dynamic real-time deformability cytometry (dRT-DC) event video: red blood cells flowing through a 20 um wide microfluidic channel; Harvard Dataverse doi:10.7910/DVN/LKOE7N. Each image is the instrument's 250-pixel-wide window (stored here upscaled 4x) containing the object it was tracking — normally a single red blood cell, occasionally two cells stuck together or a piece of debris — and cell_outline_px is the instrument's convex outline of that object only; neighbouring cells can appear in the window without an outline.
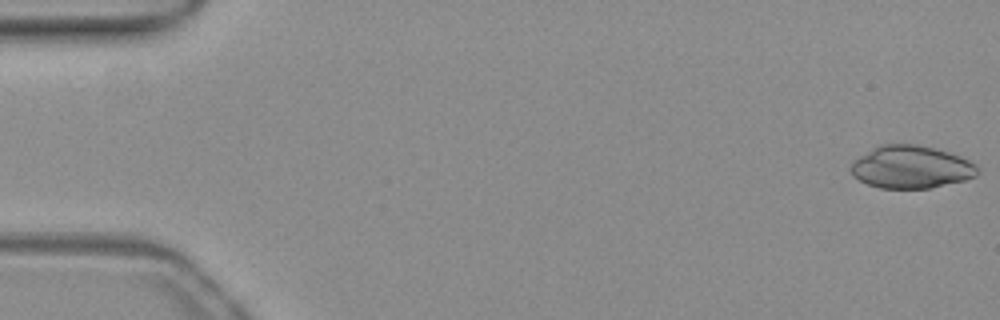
{"species": "common noctule bat (a hibernating species)", "species_latin": "Nyctalus noctula", "temperature_condition": "warm", "stored_images_in_passage": 53, "camera_frame_rate_fps": 3000, "um_per_image_px": 0.085, "animal": {"sex": "female", "body_mass_g": 19.3, "forearm_length_mm": 54.1}, "frame": {"image": 1, "passage_image": 1, "time_ms": 0.0, "image_size_px": [1000, 320], "cell_outline_px": [[980, 172], [976, 176], [964, 180], [932, 188], [880, 188], [868, 184], [852, 176], [848, 168], [852, 160], [880, 144], [916, 144], [948, 152], [960, 156], [976, 164], [980, 168]], "centroid_in_image_um": [77.42, 14.2], "position_along_channel_um": 7.6, "area_um2": 31.73}}